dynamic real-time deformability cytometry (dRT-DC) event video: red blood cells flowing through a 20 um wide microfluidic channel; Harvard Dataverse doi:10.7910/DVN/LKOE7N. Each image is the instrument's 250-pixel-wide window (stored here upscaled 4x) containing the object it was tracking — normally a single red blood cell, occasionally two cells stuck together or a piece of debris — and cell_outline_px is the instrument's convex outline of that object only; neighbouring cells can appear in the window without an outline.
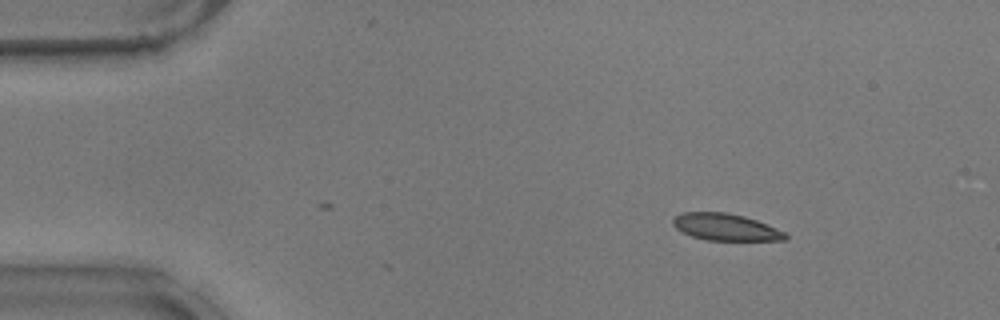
{"species": "common noctule bat (a hibernating species)", "species_latin": "Nyctalus noctula", "temperature_condition": "warm", "stored_images_in_passage": 10, "camera_frame_rate_fps": 3000, "um_per_image_px": 0.085, "animal": {"sex": "male", "body_mass_g": 17.9}, "frame": {"image": 1, "passage_image": 2, "time_ms": 0.333, "image_size_px": [1000, 320], "cell_outline_px": [[788, 240], [708, 240], [692, 236], [676, 228], [672, 224], [672, 220], [676, 216], [684, 212], [724, 212], [744, 216], [756, 220], [776, 228], [784, 232], [788, 236]], "centroid_in_image_um": [61.68, 19.3], "position_along_channel_um": 23.3, "area_um2": 17.4}}